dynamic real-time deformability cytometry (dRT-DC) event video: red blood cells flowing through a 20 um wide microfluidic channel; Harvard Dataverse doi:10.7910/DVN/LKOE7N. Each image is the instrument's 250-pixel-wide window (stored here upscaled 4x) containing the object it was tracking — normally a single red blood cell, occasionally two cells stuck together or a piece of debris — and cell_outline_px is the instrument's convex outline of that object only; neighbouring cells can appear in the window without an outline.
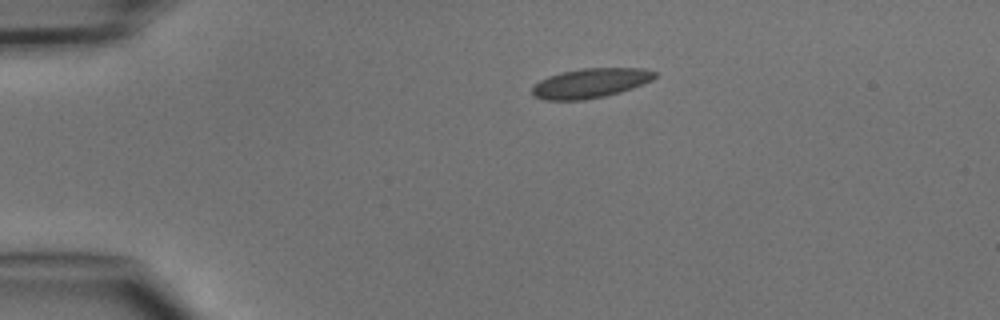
{"species": "common noctule bat (a hibernating species)", "species_latin": "Nyctalus noctula", "temperature_condition": "cold", "stored_images_in_passage": 2, "camera_frame_rate_fps": 3000, "um_per_image_px": 0.085, "animal": {"sex": "male", "body_mass_g": 15.6}, "frame": {"image": 1, "passage_image": 1, "time_ms": 0.0, "image_size_px": [1000, 320], "cell_outline_px": [[656, 76], [652, 80], [644, 84], [620, 92], [604, 96], [584, 100], [544, 100], [532, 96], [532, 88], [540, 80], [548, 76], [560, 72], [584, 68], [644, 68], [656, 72]], "centroid_in_image_um": [50.18, 7.07], "position_along_channel_um": 34.8, "area_um2": 21.21}}